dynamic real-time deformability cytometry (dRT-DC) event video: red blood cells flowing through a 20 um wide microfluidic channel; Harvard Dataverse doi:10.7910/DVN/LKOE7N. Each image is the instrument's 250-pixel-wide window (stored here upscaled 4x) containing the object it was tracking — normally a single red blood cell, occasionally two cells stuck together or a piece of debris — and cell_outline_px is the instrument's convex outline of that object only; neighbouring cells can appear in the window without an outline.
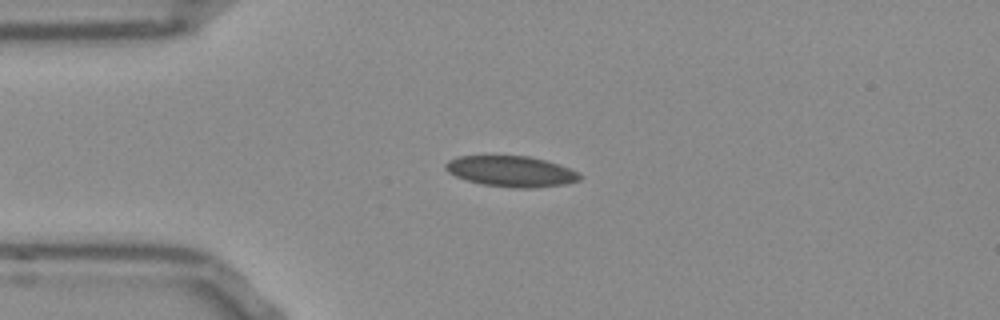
{"species": "Egyptian fruit bat (a non-hibernating species)", "species_latin": "Rousettus aegyptiacus", "temperature_condition": "room temperature", "stored_images_in_passage": 42, "camera_frame_rate_fps": 3000, "um_per_image_px": 0.085, "frame": {"image": 1, "passage_image": 1, "time_ms": 0.0, "image_size_px": [1000, 320], "cell_outline_px": [[584, 176], [580, 180], [564, 184], [532, 188], [512, 188], [484, 184], [468, 180], [456, 176], [448, 172], [444, 168], [444, 164], [448, 160], [460, 156], [528, 156], [560, 164]], "centroid_in_image_um": [43.45, 14.56], "position_along_channel_um": 41.5, "area_um2": 23.93}}
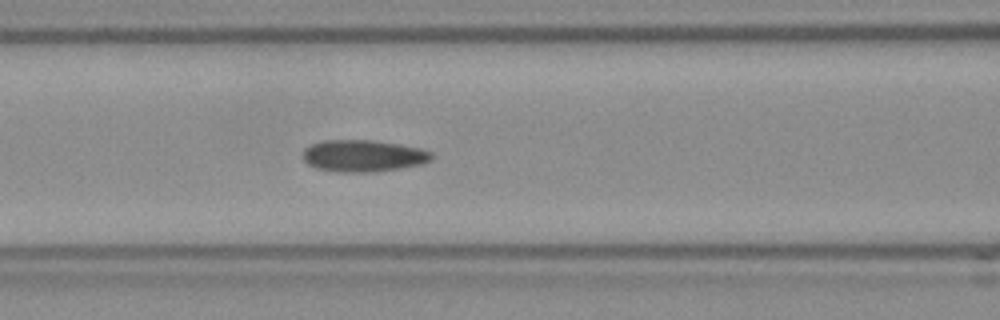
{"frame": {"image": 2, "passage_image": 10, "time_ms": 3.0, "image_size_px": [1000, 320], "cell_outline_px": [[436, 156], [432, 160], [424, 164], [376, 172], [336, 172], [316, 168], [308, 164], [304, 160], [304, 148], [312, 144], [324, 140], [372, 140], [400, 144], [420, 148], [432, 152]], "centroid_in_image_um": [30.93, 13.25], "position_along_channel_um": 135.7, "area_um2": 24.16}}
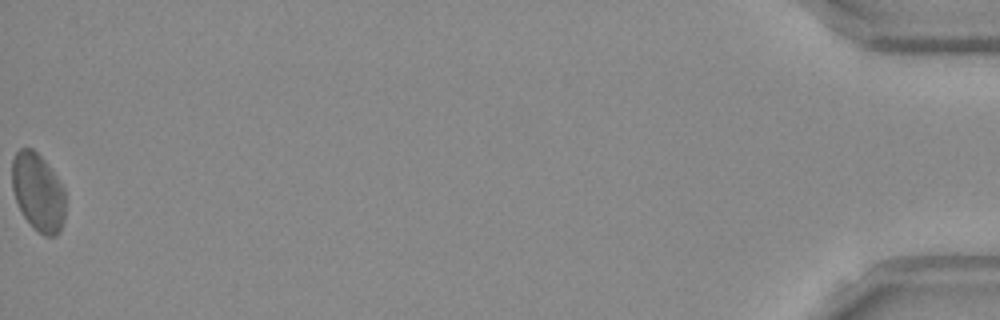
{"frame": {"image": 3, "passage_image": 42, "time_ms": 13.667, "image_size_px": [1000, 320], "cell_outline_px": [[64, 220], [60, 232], [56, 236], [44, 236], [24, 216], [16, 200], [12, 188], [12, 160], [16, 152], [20, 148], [32, 148], [44, 160], [64, 188]], "centroid_in_image_um": [3.23, 16.32], "position_along_channel_um": 432.0, "area_um2": 23.87}, "authors_computed_cell_mechanics": {"area_um2": 23.3801, "velocity_mm_per_s": 3.7795, "shape_relaxation_time_tau1_ms": null, "shape_relaxation_time_tau2_ms": 1.7373, "deformation_change_tau1": null, "deformation_change_tau2": 0.0726}}